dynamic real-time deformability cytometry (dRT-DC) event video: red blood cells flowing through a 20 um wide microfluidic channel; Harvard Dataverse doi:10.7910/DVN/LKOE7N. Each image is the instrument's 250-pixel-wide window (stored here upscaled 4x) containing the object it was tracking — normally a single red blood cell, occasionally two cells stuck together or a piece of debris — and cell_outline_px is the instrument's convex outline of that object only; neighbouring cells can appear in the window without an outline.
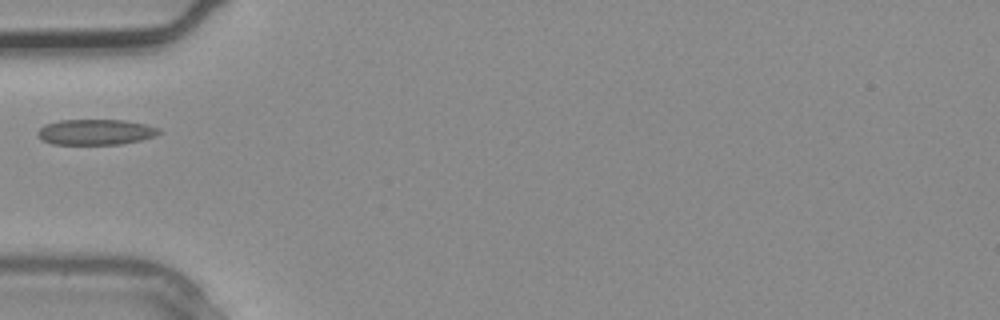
{"species": "common noctule bat (a hibernating species)", "species_latin": "Nyctalus noctula", "temperature_condition": "warm", "stored_images_in_passage": 1, "camera_frame_rate_fps": 3000, "um_per_image_px": 0.085, "animal": {"sex": "male", "body_mass_g": 20.4}, "frame": {"image": 1, "passage_image": 1, "time_ms": 0.0, "image_size_px": [1000, 320], "cell_outline_px": [[160, 132], [156, 136], [140, 140], [120, 144], [52, 144], [40, 140], [36, 132], [44, 124], [60, 120], [124, 120], [148, 124], [160, 128]], "centroid_in_image_um": [8.12, 11.22], "position_along_channel_um": 76.9, "area_um2": 18.26}}